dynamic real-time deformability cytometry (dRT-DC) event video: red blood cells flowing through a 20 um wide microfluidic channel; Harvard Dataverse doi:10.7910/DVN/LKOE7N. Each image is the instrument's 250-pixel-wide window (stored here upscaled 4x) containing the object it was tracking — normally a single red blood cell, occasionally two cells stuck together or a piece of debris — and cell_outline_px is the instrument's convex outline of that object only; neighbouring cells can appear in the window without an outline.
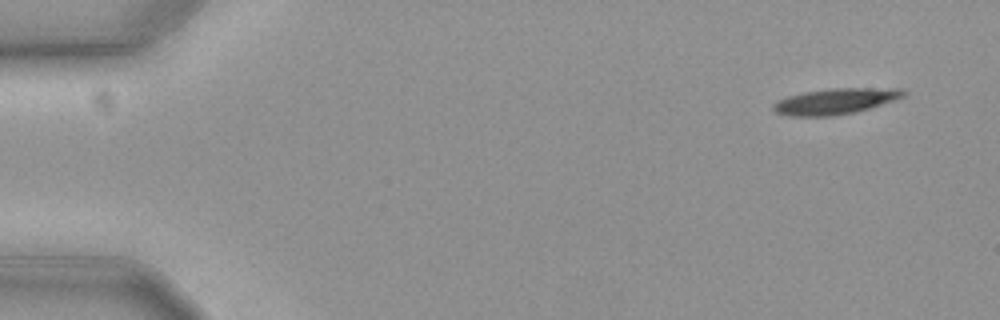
{"species": "common noctule bat (a hibernating species)", "species_latin": "Nyctalus noctula", "temperature_condition": "cold", "stored_images_in_passage": 55, "camera_frame_rate_fps": 3000, "um_per_image_px": 0.085, "animal": {"sex": "female", "body_mass_g": 19.3, "forearm_length_mm": 54.1}, "frame": {"image": 1, "passage_image": 1, "time_ms": 0.0, "image_size_px": [1000, 320], "cell_outline_px": [[908, 92], [904, 96], [856, 112], [832, 116], [788, 116], [776, 112], [772, 108], [772, 104], [776, 100], [788, 96], [804, 92], [832, 88], [900, 88]], "centroid_in_image_um": [70.97, 8.6], "position_along_channel_um": 14.0, "area_um2": 19.54}}
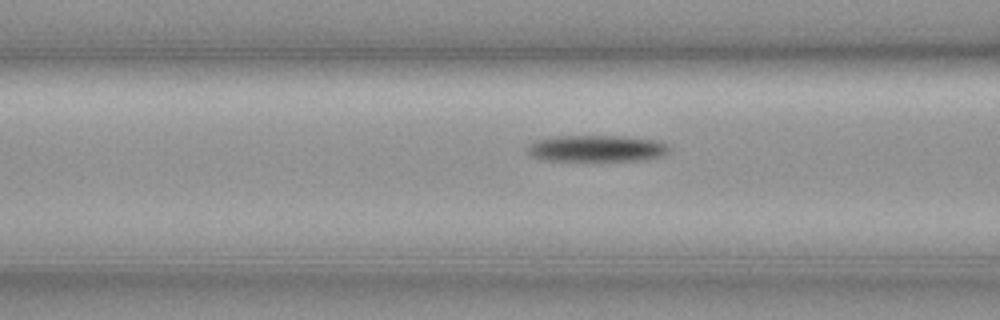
{"frame": {"image": 2, "passage_image": 20, "time_ms": 6.333, "image_size_px": [1000, 320], "cell_outline_px": [[668, 152], [660, 156], [636, 160], [544, 160], [532, 156], [528, 152], [528, 148], [536, 140], [560, 136], [624, 136], [656, 140], [664, 144], [668, 148]], "centroid_in_image_um": [50.7, 12.61], "position_along_channel_um": 115.9, "area_um2": 21.33}}
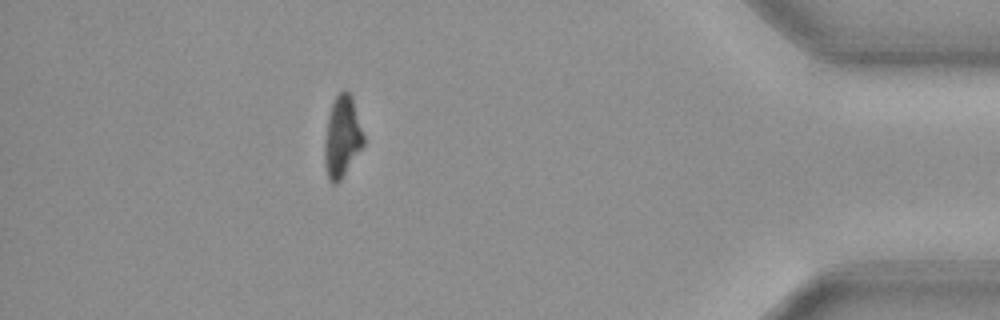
{"frame": {"image": 3, "passage_image": 48, "time_ms": 15.667, "image_size_px": [1000, 320], "cell_outline_px": [[364, 144], [340, 180], [336, 184], [332, 184], [328, 180], [324, 164], [324, 140], [328, 116], [332, 104], [336, 96], [344, 88], [352, 96], [364, 136]], "centroid_in_image_um": [29.06, 11.63], "position_along_channel_um": 406.1, "area_um2": 18.44}, "authors_computed_cell_mechanics": {"area_um2": 20.1144, "velocity_mm_per_s": 3.6419, "shape_relaxation_time_tau1_ms": 3.7608, "shape_relaxation_time_tau2_ms": null, "deformation_change_tau1": 0.1209, "deformation_change_tau2": null}}